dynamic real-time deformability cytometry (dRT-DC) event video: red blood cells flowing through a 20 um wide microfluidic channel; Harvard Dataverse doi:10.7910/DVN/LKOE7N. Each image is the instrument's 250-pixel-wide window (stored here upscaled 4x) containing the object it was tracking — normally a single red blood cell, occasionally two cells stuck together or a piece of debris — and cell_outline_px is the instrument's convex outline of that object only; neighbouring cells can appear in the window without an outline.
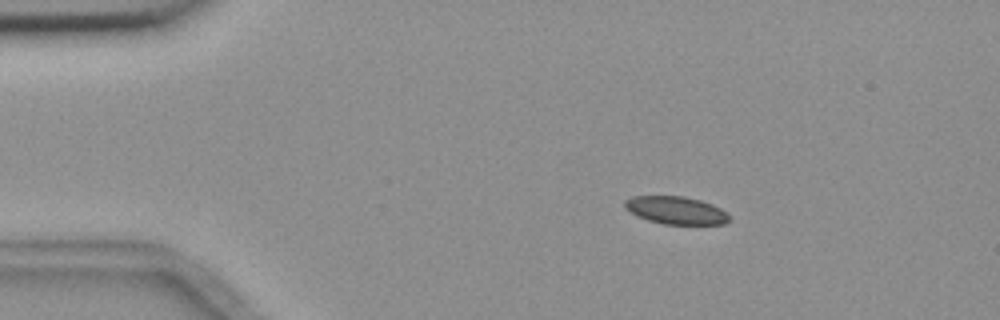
{"species": "common noctule bat (a hibernating species)", "species_latin": "Nyctalus noctula", "temperature_condition": "room temperature", "stored_images_in_passage": 3, "camera_frame_rate_fps": 3000, "um_per_image_px": 0.085, "animal": {"sex": "female", "body_mass_g": 18.4}, "frame": {"image": 1, "passage_image": 1, "time_ms": 0.0, "image_size_px": [1000, 320], "cell_outline_px": [[732, 220], [724, 224], [664, 224], [648, 220], [624, 208], [624, 200], [632, 196], [684, 196], [700, 200], [712, 204], [720, 208]], "centroid_in_image_um": [57.46, 17.87], "position_along_channel_um": 27.5, "area_um2": 16.76}}